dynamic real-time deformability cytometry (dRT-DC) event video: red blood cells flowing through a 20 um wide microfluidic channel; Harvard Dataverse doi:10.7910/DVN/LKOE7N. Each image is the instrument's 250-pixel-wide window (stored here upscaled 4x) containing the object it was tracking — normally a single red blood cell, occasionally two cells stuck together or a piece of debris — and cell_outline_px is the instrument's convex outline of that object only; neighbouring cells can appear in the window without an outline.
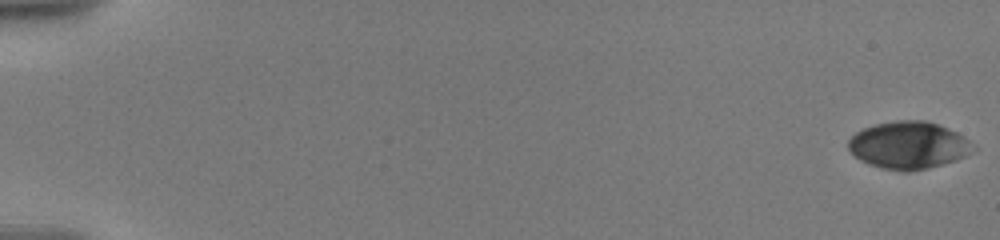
{"species": "human", "species_latin": "Homo sapiens", "temperature_condition": "warm", "stored_images_in_passage": 9, "camera_frame_rate_fps": 3000, "um_per_image_px": 0.085, "donor": {"sex": "male"}, "frame": {"image": 1, "passage_image": 1, "time_ms": 0.0, "image_size_px": [1000, 240], "cell_outline_px": [[976, 148], [972, 152], [956, 160], [928, 168], [908, 172], [904, 172], [880, 168], [868, 164], [860, 160], [848, 148], [848, 140], [856, 132], [864, 128], [876, 124], [896, 120], [924, 120], [948, 128], [964, 136]], "centroid_in_image_um": [77.22, 12.35], "position_along_channel_um": 7.8, "area_um2": 34.39}}